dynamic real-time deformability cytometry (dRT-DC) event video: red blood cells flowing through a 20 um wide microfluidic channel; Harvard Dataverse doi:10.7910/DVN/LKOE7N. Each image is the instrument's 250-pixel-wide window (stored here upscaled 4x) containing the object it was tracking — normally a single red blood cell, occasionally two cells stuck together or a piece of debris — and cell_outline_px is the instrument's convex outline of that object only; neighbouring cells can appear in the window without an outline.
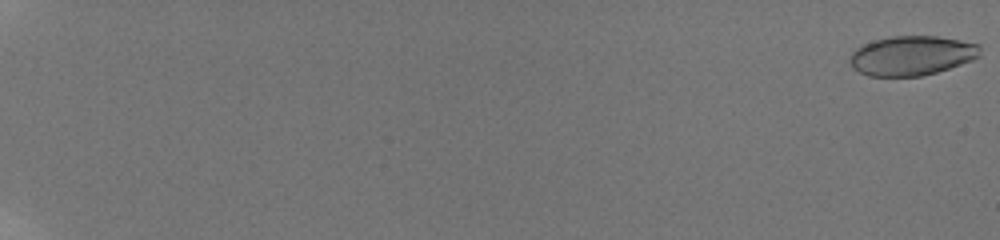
{"species": "human", "species_latin": "Homo sapiens", "temperature_condition": "room temperature", "stored_images_in_passage": 16, "camera_frame_rate_fps": 3000, "um_per_image_px": 0.085, "donor": {"sex": "male"}, "frame": {"image": 1, "passage_image": 1, "time_ms": 0.0, "image_size_px": [1000, 240], "cell_outline_px": [[980, 56], [972, 60], [936, 72], [920, 76], [868, 76], [852, 68], [848, 60], [852, 52], [856, 48], [864, 44], [876, 40], [892, 36], [936, 36], [960, 40], [980, 44]], "centroid_in_image_um": [77.48, 4.73], "position_along_channel_um": 7.5, "area_um2": 29.94}}